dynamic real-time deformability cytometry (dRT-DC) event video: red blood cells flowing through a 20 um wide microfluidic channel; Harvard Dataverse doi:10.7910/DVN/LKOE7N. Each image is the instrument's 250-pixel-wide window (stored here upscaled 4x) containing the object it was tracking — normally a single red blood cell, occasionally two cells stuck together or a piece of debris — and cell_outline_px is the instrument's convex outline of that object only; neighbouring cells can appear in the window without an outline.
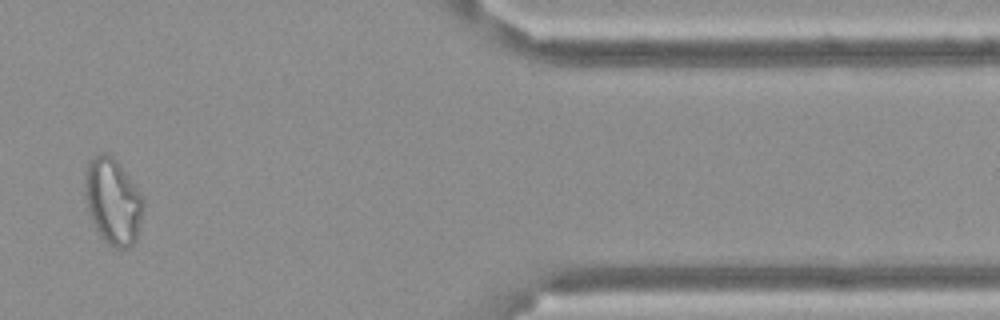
{"species": "Egyptian fruit bat (a non-hibernating species)", "species_latin": "Rousettus aegyptiacus", "temperature_condition": "cold", "stored_images_in_passage": 16, "camera_frame_rate_fps": 3000, "um_per_image_px": 0.085, "frame": {"image": 1, "passage_image": 14, "time_ms": 4.333, "image_size_px": [1000, 320], "cell_outline_px": [[144, 204], [136, 240], [128, 248], [112, 248], [96, 232], [88, 208], [84, 192], [84, 180], [88, 160], [100, 152], [104, 152], [112, 156], [120, 164], [144, 200]], "centroid_in_image_um": [9.57, 17.11], "position_along_channel_um": 401.8, "area_um2": 29.3}}